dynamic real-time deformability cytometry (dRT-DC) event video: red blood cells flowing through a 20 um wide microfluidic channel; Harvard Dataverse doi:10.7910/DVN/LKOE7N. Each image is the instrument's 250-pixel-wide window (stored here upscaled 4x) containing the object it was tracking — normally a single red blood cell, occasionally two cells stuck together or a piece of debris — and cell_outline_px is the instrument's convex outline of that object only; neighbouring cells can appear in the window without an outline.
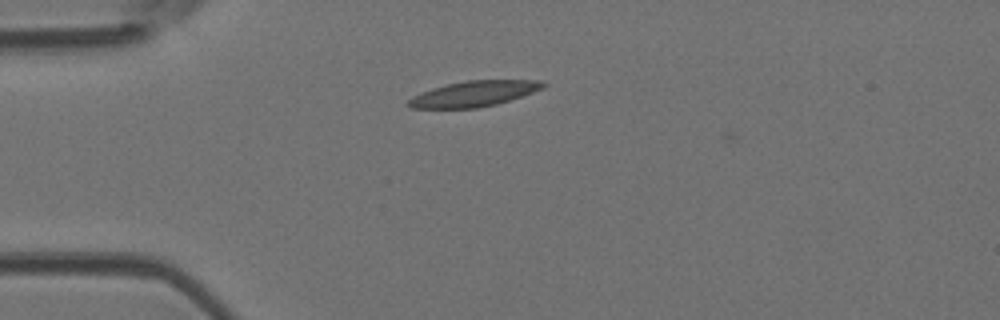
{"species": "Egyptian fruit bat (a non-hibernating species)", "species_latin": "Rousettus aegyptiacus", "temperature_condition": "room temperature", "stored_images_in_passage": 2, "camera_frame_rate_fps": 3000, "um_per_image_px": 0.085, "animal": {"sex": "female"}, "frame": {"image": 1, "passage_image": 2, "time_ms": 0.333, "image_size_px": [1000, 320], "cell_outline_px": [[548, 84], [544, 88], [496, 104], [476, 108], [408, 108], [404, 104], [412, 96], [420, 92], [432, 88], [448, 84], [468, 80], [544, 80]], "centroid_in_image_um": [40.25, 7.96], "position_along_channel_um": 44.8, "area_um2": 20.11}}